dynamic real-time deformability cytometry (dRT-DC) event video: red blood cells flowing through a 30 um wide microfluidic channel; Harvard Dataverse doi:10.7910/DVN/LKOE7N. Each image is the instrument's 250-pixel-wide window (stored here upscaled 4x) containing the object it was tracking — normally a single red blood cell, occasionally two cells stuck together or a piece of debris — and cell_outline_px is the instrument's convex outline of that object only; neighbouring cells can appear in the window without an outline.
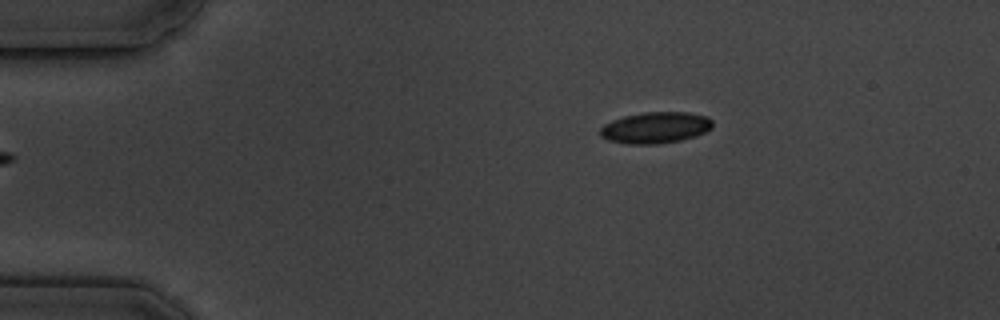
{"species": "common noctule bat (a hibernating species)", "species_latin": "Nyctalus noctula", "temperature_condition": "cold", "stored_images_in_passage": 3, "camera_frame_rate_fps": 3000, "um_per_image_px": 0.085, "animal": {"sex": "male", "body_mass_g": 19.5, "forearm_length_mm": 54.6}, "frame": {"image": 1, "passage_image": 1, "time_ms": 0.0, "image_size_px": [1000, 320], "cell_outline_px": [[712, 128], [696, 136], [680, 140], [656, 144], [628, 144], [608, 140], [600, 136], [600, 128], [604, 124], [612, 120], [624, 116], [644, 112], [688, 112], [708, 116], [712, 120]], "centroid_in_image_um": [55.71, 10.84], "position_along_channel_um": 29.3, "area_um2": 20.58}}